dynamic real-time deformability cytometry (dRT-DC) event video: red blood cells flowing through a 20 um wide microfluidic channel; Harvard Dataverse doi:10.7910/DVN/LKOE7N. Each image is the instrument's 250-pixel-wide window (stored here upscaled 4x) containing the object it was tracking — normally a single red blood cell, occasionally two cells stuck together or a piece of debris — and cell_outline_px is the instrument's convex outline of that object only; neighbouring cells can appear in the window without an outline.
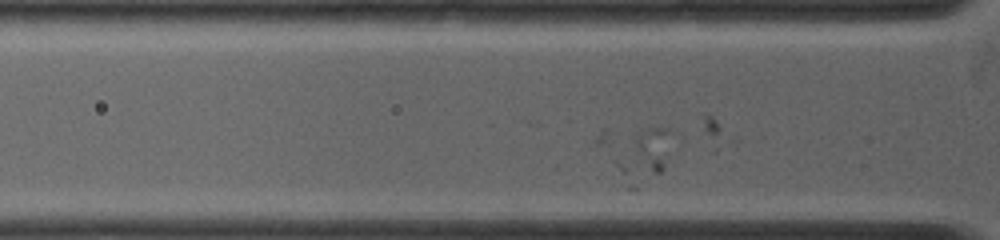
{"species": "common noctule bat (a hibernating species)", "species_latin": "Nyctalus noctula", "temperature_condition": "warm", "stored_images_in_passage": 16, "camera_frame_rate_fps": 5000, "um_per_image_px": 0.085, "animal": {"sex": "female", "body_mass_g": 19.0, "forearm_length_mm": 53.3}, "frame": {"image": 1, "passage_image": 10, "time_ms": 1.8, "image_size_px": [1000, 240], "cell_outline_px": [[684, 136], [664, 168], [660, 172], [656, 172], [652, 168], [636, 148], [632, 136], [636, 132], [648, 128], [668, 128], [680, 132]], "centroid_in_image_um": [55.87, 12.38], "position_along_channel_um": 69.9, "area_um2": 10.35}}